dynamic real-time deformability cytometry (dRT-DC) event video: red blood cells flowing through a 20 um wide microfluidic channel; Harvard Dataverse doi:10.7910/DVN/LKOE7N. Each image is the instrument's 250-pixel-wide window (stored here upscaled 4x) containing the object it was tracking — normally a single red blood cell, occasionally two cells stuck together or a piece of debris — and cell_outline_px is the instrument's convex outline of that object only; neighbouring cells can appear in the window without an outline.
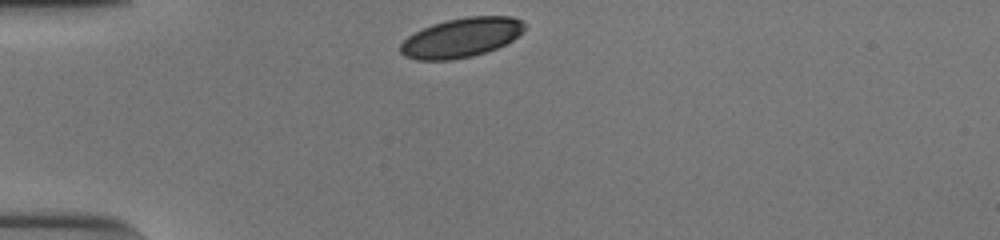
{"species": "human", "species_latin": "Homo sapiens", "temperature_condition": "cold", "stored_images_in_passage": 34, "camera_frame_rate_fps": 3000, "um_per_image_px": 0.085, "donor": {"sex": "male"}, "frame": {"image": 1, "passage_image": 1, "time_ms": 0.0, "image_size_px": [1000, 240], "cell_outline_px": [[528, 24], [524, 32], [512, 40], [496, 48], [472, 56], [452, 60], [416, 60], [404, 56], [400, 52], [400, 44], [408, 36], [432, 24], [448, 20], [468, 16], [512, 16]], "centroid_in_image_um": [39.24, 3.19], "position_along_channel_um": 45.8, "area_um2": 28.55}}
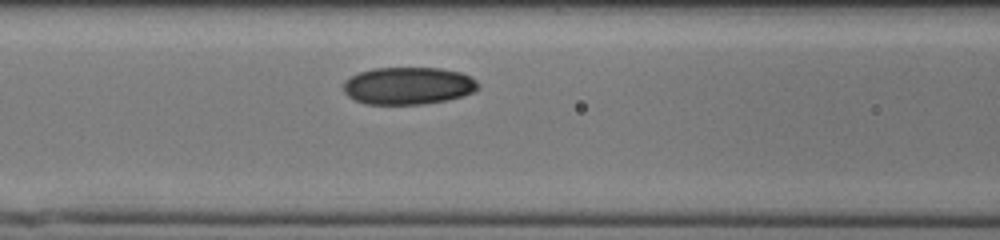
{"frame": {"image": 2, "passage_image": 10, "time_ms": 3.0, "image_size_px": [1000, 240], "cell_outline_px": [[480, 88], [464, 96], [448, 100], [424, 104], [364, 104], [348, 96], [344, 92], [344, 80], [360, 72], [372, 68], [440, 68], [460, 72], [472, 76], [480, 84]], "centroid_in_image_um": [34.74, 7.29], "position_along_channel_um": 131.9, "area_um2": 29.59}}
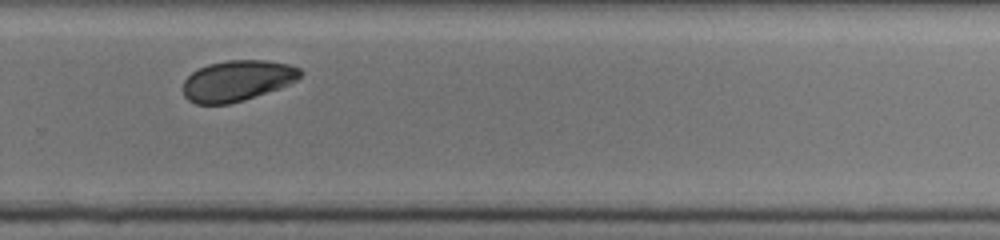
{"frame": {"image": 3, "passage_image": 24, "time_ms": 7.667, "image_size_px": [1000, 240], "cell_outline_px": [[304, 72], [296, 80], [280, 88], [244, 100], [228, 104], [196, 104], [188, 100], [184, 96], [184, 80], [192, 72], [208, 64], [224, 60], [268, 60], [288, 64], [300, 68]], "centroid_in_image_um": [20.18, 6.85], "position_along_channel_um": 309.6, "area_um2": 27.92}, "authors_computed_cell_mechanics": {"area_um2": 28.4665, "velocity_mm_per_s": 3.8144, "shape_relaxation_time_tau1_ms": 4.549, "shape_relaxation_time_tau2_ms": 6.6205, "deformation_change_tau1": 0.1037, "deformation_change_tau2": 0.0767}}